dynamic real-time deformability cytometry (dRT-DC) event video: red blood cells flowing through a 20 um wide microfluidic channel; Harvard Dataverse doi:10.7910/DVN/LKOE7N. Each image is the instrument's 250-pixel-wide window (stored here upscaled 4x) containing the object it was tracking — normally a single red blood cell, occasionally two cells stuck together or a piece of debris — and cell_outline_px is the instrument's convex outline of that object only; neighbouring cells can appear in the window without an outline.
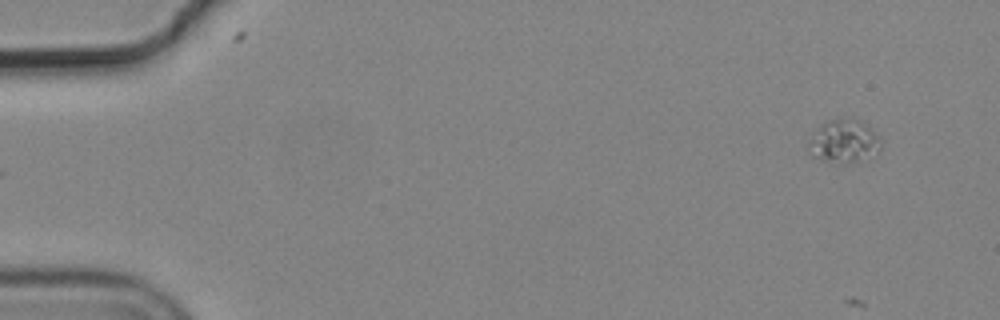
{"species": "common noctule bat (a hibernating species)", "species_latin": "Nyctalus noctula", "temperature_condition": "cold", "stored_images_in_passage": 5, "camera_frame_rate_fps": 3000, "um_per_image_px": 0.085, "animal": {"sex": "male", "body_mass_g": 19.2, "forearm_length_mm": 51.8}, "frame": {"image": 1, "passage_image": 1, "time_ms": 0.0, "image_size_px": [1000, 320], "cell_outline_px": [[880, 148], [856, 160], [840, 164], [824, 160], [812, 156], [808, 152], [808, 140], [812, 132], [820, 124], [828, 120], [852, 116], [864, 120], [880, 136]], "centroid_in_image_um": [71.67, 11.92], "position_along_channel_um": 13.3, "area_um2": 18.44}}
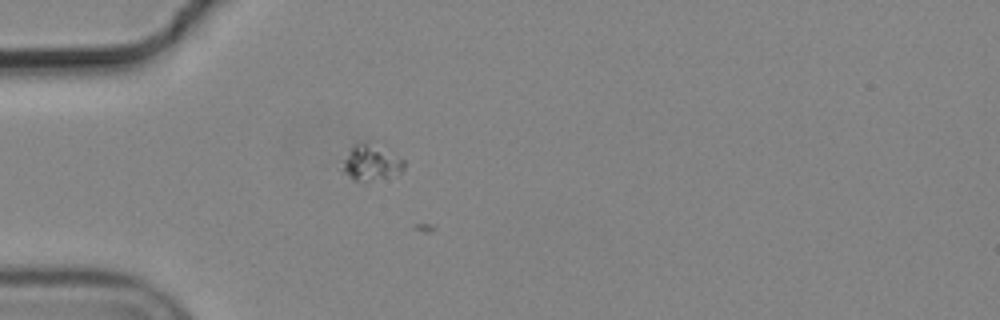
{"frame": {"image": 2, "passage_image": 5, "time_ms": 1.333, "image_size_px": [1000, 320], "cell_outline_px": [[404, 168], [400, 172], [368, 180], [352, 180], [340, 172], [336, 168], [352, 148], [356, 144], [380, 140], [384, 140], [404, 160]], "centroid_in_image_um": [31.53, 13.72], "position_along_channel_um": 53.5, "area_um2": 13.76}}